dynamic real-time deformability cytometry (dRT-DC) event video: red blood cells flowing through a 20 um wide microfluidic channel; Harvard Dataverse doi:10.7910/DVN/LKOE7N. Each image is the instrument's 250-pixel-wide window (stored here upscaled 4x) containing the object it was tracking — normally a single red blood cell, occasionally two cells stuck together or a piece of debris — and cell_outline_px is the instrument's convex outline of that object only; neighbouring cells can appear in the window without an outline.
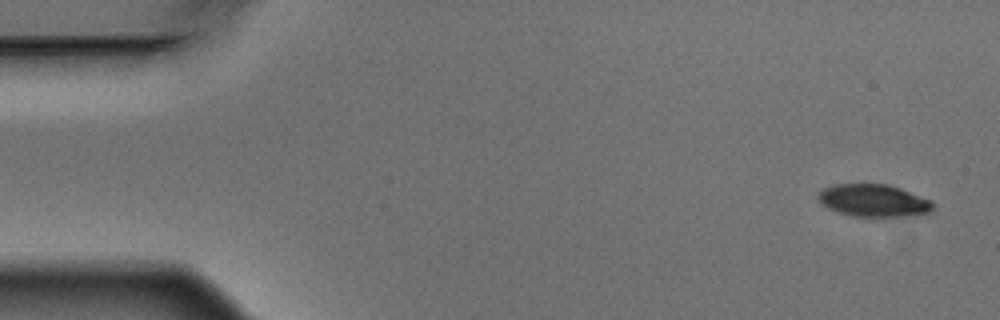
{"species": "Egyptian fruit bat (a non-hibernating species)", "species_latin": "Rousettus aegyptiacus", "temperature_condition": "warm", "stored_images_in_passage": 7, "camera_frame_rate_fps": 3000, "um_per_image_px": 0.085, "animal": {"sex": "male"}, "frame": {"image": 1, "passage_image": 1, "time_ms": 0.0, "image_size_px": [1000, 320], "cell_outline_px": [[932, 208], [924, 216], [880, 220], [876, 220], [852, 216], [828, 208], [816, 196], [824, 188], [832, 184], [888, 184], [900, 188], [932, 200]], "centroid_in_image_um": [74.33, 17.11], "position_along_channel_um": 10.7, "area_um2": 22.72}}
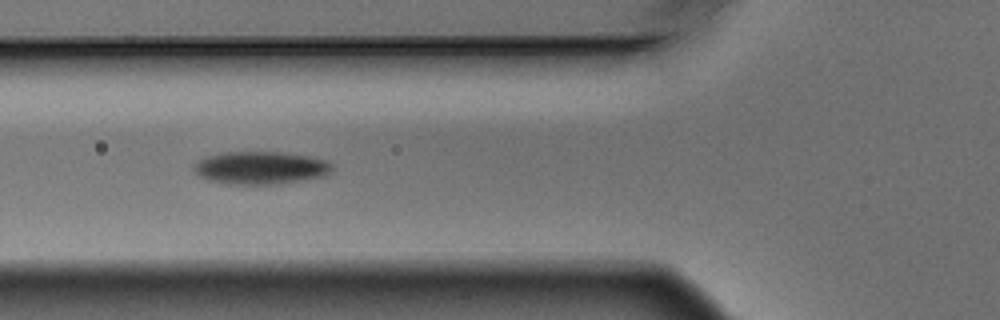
{"frame": {"image": 2, "passage_image": 6, "time_ms": 1.667, "image_size_px": [1000, 320], "cell_outline_px": [[332, 172], [328, 176], [268, 184], [224, 184], [208, 180], [200, 176], [192, 168], [192, 164], [196, 160], [208, 156], [224, 152], [280, 152], [308, 156], [328, 160], [332, 164]], "centroid_in_image_um": [22.13, 14.26], "position_along_channel_um": 103.7, "area_um2": 26.47}}
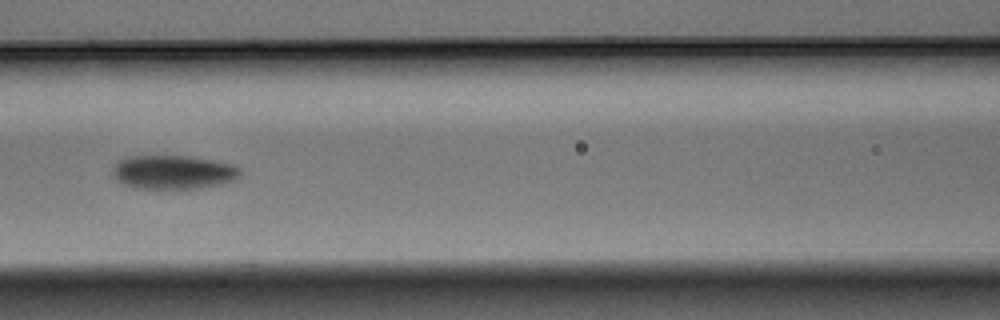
{"frame": {"image": 3, "passage_image": 7, "time_ms": 2.0, "image_size_px": [1000, 320], "cell_outline_px": [[240, 176], [236, 180], [224, 184], [200, 188], [132, 188], [116, 180], [112, 172], [112, 168], [116, 160], [128, 156], [192, 156], [236, 164], [240, 168]], "centroid_in_image_um": [14.75, 14.62], "position_along_channel_um": 151.9, "area_um2": 25.66}}